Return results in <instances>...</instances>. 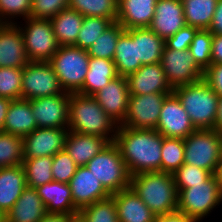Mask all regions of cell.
Masks as SVG:
<instances>
[{"label": "cell", "mask_w": 222, "mask_h": 222, "mask_svg": "<svg viewBox=\"0 0 222 222\" xmlns=\"http://www.w3.org/2000/svg\"><path fill=\"white\" fill-rule=\"evenodd\" d=\"M149 28L166 40L186 26L181 0H157Z\"/></svg>", "instance_id": "cell-19"}, {"label": "cell", "mask_w": 222, "mask_h": 222, "mask_svg": "<svg viewBox=\"0 0 222 222\" xmlns=\"http://www.w3.org/2000/svg\"><path fill=\"white\" fill-rule=\"evenodd\" d=\"M75 214L46 213L39 222H71Z\"/></svg>", "instance_id": "cell-51"}, {"label": "cell", "mask_w": 222, "mask_h": 222, "mask_svg": "<svg viewBox=\"0 0 222 222\" xmlns=\"http://www.w3.org/2000/svg\"><path fill=\"white\" fill-rule=\"evenodd\" d=\"M29 62L16 24H0V67L23 68Z\"/></svg>", "instance_id": "cell-20"}, {"label": "cell", "mask_w": 222, "mask_h": 222, "mask_svg": "<svg viewBox=\"0 0 222 222\" xmlns=\"http://www.w3.org/2000/svg\"><path fill=\"white\" fill-rule=\"evenodd\" d=\"M153 222H198L196 219L185 215L178 210L161 215H155Z\"/></svg>", "instance_id": "cell-48"}, {"label": "cell", "mask_w": 222, "mask_h": 222, "mask_svg": "<svg viewBox=\"0 0 222 222\" xmlns=\"http://www.w3.org/2000/svg\"><path fill=\"white\" fill-rule=\"evenodd\" d=\"M221 203L222 190L215 177L212 176L202 184L182 189L178 193L177 210L201 222Z\"/></svg>", "instance_id": "cell-7"}, {"label": "cell", "mask_w": 222, "mask_h": 222, "mask_svg": "<svg viewBox=\"0 0 222 222\" xmlns=\"http://www.w3.org/2000/svg\"><path fill=\"white\" fill-rule=\"evenodd\" d=\"M23 137L0 132V168L22 165Z\"/></svg>", "instance_id": "cell-35"}, {"label": "cell", "mask_w": 222, "mask_h": 222, "mask_svg": "<svg viewBox=\"0 0 222 222\" xmlns=\"http://www.w3.org/2000/svg\"><path fill=\"white\" fill-rule=\"evenodd\" d=\"M157 0H118L116 21L125 29L149 28Z\"/></svg>", "instance_id": "cell-21"}, {"label": "cell", "mask_w": 222, "mask_h": 222, "mask_svg": "<svg viewBox=\"0 0 222 222\" xmlns=\"http://www.w3.org/2000/svg\"><path fill=\"white\" fill-rule=\"evenodd\" d=\"M213 176L215 177L216 181L218 182V185L222 190V159H220V162L218 163L213 173Z\"/></svg>", "instance_id": "cell-54"}, {"label": "cell", "mask_w": 222, "mask_h": 222, "mask_svg": "<svg viewBox=\"0 0 222 222\" xmlns=\"http://www.w3.org/2000/svg\"><path fill=\"white\" fill-rule=\"evenodd\" d=\"M117 76L113 60L90 57L84 84L77 93L93 96Z\"/></svg>", "instance_id": "cell-29"}, {"label": "cell", "mask_w": 222, "mask_h": 222, "mask_svg": "<svg viewBox=\"0 0 222 222\" xmlns=\"http://www.w3.org/2000/svg\"><path fill=\"white\" fill-rule=\"evenodd\" d=\"M67 7L69 0H32L30 17L51 19Z\"/></svg>", "instance_id": "cell-45"}, {"label": "cell", "mask_w": 222, "mask_h": 222, "mask_svg": "<svg viewBox=\"0 0 222 222\" xmlns=\"http://www.w3.org/2000/svg\"><path fill=\"white\" fill-rule=\"evenodd\" d=\"M71 222H87V221L80 213H78L72 216Z\"/></svg>", "instance_id": "cell-55"}, {"label": "cell", "mask_w": 222, "mask_h": 222, "mask_svg": "<svg viewBox=\"0 0 222 222\" xmlns=\"http://www.w3.org/2000/svg\"><path fill=\"white\" fill-rule=\"evenodd\" d=\"M11 99L0 97V132H3V127L5 124V117L7 115L8 107L11 103Z\"/></svg>", "instance_id": "cell-52"}, {"label": "cell", "mask_w": 222, "mask_h": 222, "mask_svg": "<svg viewBox=\"0 0 222 222\" xmlns=\"http://www.w3.org/2000/svg\"><path fill=\"white\" fill-rule=\"evenodd\" d=\"M220 162L218 131L197 129L184 139V163L214 173Z\"/></svg>", "instance_id": "cell-9"}, {"label": "cell", "mask_w": 222, "mask_h": 222, "mask_svg": "<svg viewBox=\"0 0 222 222\" xmlns=\"http://www.w3.org/2000/svg\"><path fill=\"white\" fill-rule=\"evenodd\" d=\"M26 187L22 165L0 168V211L4 216L14 206Z\"/></svg>", "instance_id": "cell-26"}, {"label": "cell", "mask_w": 222, "mask_h": 222, "mask_svg": "<svg viewBox=\"0 0 222 222\" xmlns=\"http://www.w3.org/2000/svg\"><path fill=\"white\" fill-rule=\"evenodd\" d=\"M108 143L103 137L68 131L64 150L70 155L76 165L80 167L86 166Z\"/></svg>", "instance_id": "cell-22"}, {"label": "cell", "mask_w": 222, "mask_h": 222, "mask_svg": "<svg viewBox=\"0 0 222 222\" xmlns=\"http://www.w3.org/2000/svg\"><path fill=\"white\" fill-rule=\"evenodd\" d=\"M196 129H214L219 95L202 79L173 89Z\"/></svg>", "instance_id": "cell-4"}, {"label": "cell", "mask_w": 222, "mask_h": 222, "mask_svg": "<svg viewBox=\"0 0 222 222\" xmlns=\"http://www.w3.org/2000/svg\"><path fill=\"white\" fill-rule=\"evenodd\" d=\"M116 19L84 16L82 27L74 46L87 50L94 41L109 28Z\"/></svg>", "instance_id": "cell-36"}, {"label": "cell", "mask_w": 222, "mask_h": 222, "mask_svg": "<svg viewBox=\"0 0 222 222\" xmlns=\"http://www.w3.org/2000/svg\"><path fill=\"white\" fill-rule=\"evenodd\" d=\"M160 63L172 89L204 78V71L196 64L189 50H173L164 46Z\"/></svg>", "instance_id": "cell-11"}, {"label": "cell", "mask_w": 222, "mask_h": 222, "mask_svg": "<svg viewBox=\"0 0 222 222\" xmlns=\"http://www.w3.org/2000/svg\"><path fill=\"white\" fill-rule=\"evenodd\" d=\"M124 31L125 29L115 21L87 49L88 55L90 57L113 60L117 41Z\"/></svg>", "instance_id": "cell-34"}, {"label": "cell", "mask_w": 222, "mask_h": 222, "mask_svg": "<svg viewBox=\"0 0 222 222\" xmlns=\"http://www.w3.org/2000/svg\"><path fill=\"white\" fill-rule=\"evenodd\" d=\"M46 213L45 205L36 189L27 186L14 206L5 214L4 222H39Z\"/></svg>", "instance_id": "cell-25"}, {"label": "cell", "mask_w": 222, "mask_h": 222, "mask_svg": "<svg viewBox=\"0 0 222 222\" xmlns=\"http://www.w3.org/2000/svg\"><path fill=\"white\" fill-rule=\"evenodd\" d=\"M77 167L76 163L65 150L56 153L53 156L52 163L53 181L69 183Z\"/></svg>", "instance_id": "cell-44"}, {"label": "cell", "mask_w": 222, "mask_h": 222, "mask_svg": "<svg viewBox=\"0 0 222 222\" xmlns=\"http://www.w3.org/2000/svg\"><path fill=\"white\" fill-rule=\"evenodd\" d=\"M69 92L29 100L37 128H68Z\"/></svg>", "instance_id": "cell-14"}, {"label": "cell", "mask_w": 222, "mask_h": 222, "mask_svg": "<svg viewBox=\"0 0 222 222\" xmlns=\"http://www.w3.org/2000/svg\"><path fill=\"white\" fill-rule=\"evenodd\" d=\"M119 222H153L155 214L131 187L112 194Z\"/></svg>", "instance_id": "cell-24"}, {"label": "cell", "mask_w": 222, "mask_h": 222, "mask_svg": "<svg viewBox=\"0 0 222 222\" xmlns=\"http://www.w3.org/2000/svg\"><path fill=\"white\" fill-rule=\"evenodd\" d=\"M22 99H37L64 92L48 61H29L23 67Z\"/></svg>", "instance_id": "cell-10"}, {"label": "cell", "mask_w": 222, "mask_h": 222, "mask_svg": "<svg viewBox=\"0 0 222 222\" xmlns=\"http://www.w3.org/2000/svg\"><path fill=\"white\" fill-rule=\"evenodd\" d=\"M69 185L74 207L78 211L87 205L111 196L87 166L77 167Z\"/></svg>", "instance_id": "cell-17"}, {"label": "cell", "mask_w": 222, "mask_h": 222, "mask_svg": "<svg viewBox=\"0 0 222 222\" xmlns=\"http://www.w3.org/2000/svg\"><path fill=\"white\" fill-rule=\"evenodd\" d=\"M203 79L219 96H222V64H211L204 71Z\"/></svg>", "instance_id": "cell-47"}, {"label": "cell", "mask_w": 222, "mask_h": 222, "mask_svg": "<svg viewBox=\"0 0 222 222\" xmlns=\"http://www.w3.org/2000/svg\"><path fill=\"white\" fill-rule=\"evenodd\" d=\"M79 213L87 222H119L113 196L83 207Z\"/></svg>", "instance_id": "cell-39"}, {"label": "cell", "mask_w": 222, "mask_h": 222, "mask_svg": "<svg viewBox=\"0 0 222 222\" xmlns=\"http://www.w3.org/2000/svg\"><path fill=\"white\" fill-rule=\"evenodd\" d=\"M0 222H4V214L0 211Z\"/></svg>", "instance_id": "cell-57"}, {"label": "cell", "mask_w": 222, "mask_h": 222, "mask_svg": "<svg viewBox=\"0 0 222 222\" xmlns=\"http://www.w3.org/2000/svg\"><path fill=\"white\" fill-rule=\"evenodd\" d=\"M47 213L78 214L69 183L51 181L35 188Z\"/></svg>", "instance_id": "cell-23"}, {"label": "cell", "mask_w": 222, "mask_h": 222, "mask_svg": "<svg viewBox=\"0 0 222 222\" xmlns=\"http://www.w3.org/2000/svg\"><path fill=\"white\" fill-rule=\"evenodd\" d=\"M22 73L23 68L0 67V97L22 98Z\"/></svg>", "instance_id": "cell-42"}, {"label": "cell", "mask_w": 222, "mask_h": 222, "mask_svg": "<svg viewBox=\"0 0 222 222\" xmlns=\"http://www.w3.org/2000/svg\"><path fill=\"white\" fill-rule=\"evenodd\" d=\"M84 16L70 7L50 19L57 43L60 46L75 45Z\"/></svg>", "instance_id": "cell-30"}, {"label": "cell", "mask_w": 222, "mask_h": 222, "mask_svg": "<svg viewBox=\"0 0 222 222\" xmlns=\"http://www.w3.org/2000/svg\"><path fill=\"white\" fill-rule=\"evenodd\" d=\"M209 30L212 34L222 35V0H219Z\"/></svg>", "instance_id": "cell-50"}, {"label": "cell", "mask_w": 222, "mask_h": 222, "mask_svg": "<svg viewBox=\"0 0 222 222\" xmlns=\"http://www.w3.org/2000/svg\"><path fill=\"white\" fill-rule=\"evenodd\" d=\"M213 34L209 29H200L197 31L192 43L189 46V52L194 58L196 64L205 71L211 64V46Z\"/></svg>", "instance_id": "cell-40"}, {"label": "cell", "mask_w": 222, "mask_h": 222, "mask_svg": "<svg viewBox=\"0 0 222 222\" xmlns=\"http://www.w3.org/2000/svg\"><path fill=\"white\" fill-rule=\"evenodd\" d=\"M130 187L155 215L171 213L178 208V192L171 173H138L131 176Z\"/></svg>", "instance_id": "cell-3"}, {"label": "cell", "mask_w": 222, "mask_h": 222, "mask_svg": "<svg viewBox=\"0 0 222 222\" xmlns=\"http://www.w3.org/2000/svg\"><path fill=\"white\" fill-rule=\"evenodd\" d=\"M52 163L53 157L51 156L24 159L22 166L27 186L36 188L53 181Z\"/></svg>", "instance_id": "cell-33"}, {"label": "cell", "mask_w": 222, "mask_h": 222, "mask_svg": "<svg viewBox=\"0 0 222 222\" xmlns=\"http://www.w3.org/2000/svg\"><path fill=\"white\" fill-rule=\"evenodd\" d=\"M136 41L137 60L142 66L160 63L165 40L150 28H134L125 30Z\"/></svg>", "instance_id": "cell-28"}, {"label": "cell", "mask_w": 222, "mask_h": 222, "mask_svg": "<svg viewBox=\"0 0 222 222\" xmlns=\"http://www.w3.org/2000/svg\"><path fill=\"white\" fill-rule=\"evenodd\" d=\"M68 128H36L23 137L24 159L51 156L64 150Z\"/></svg>", "instance_id": "cell-15"}, {"label": "cell", "mask_w": 222, "mask_h": 222, "mask_svg": "<svg viewBox=\"0 0 222 222\" xmlns=\"http://www.w3.org/2000/svg\"><path fill=\"white\" fill-rule=\"evenodd\" d=\"M129 96L128 81L124 76H117L93 95L107 115L119 125L126 116Z\"/></svg>", "instance_id": "cell-16"}, {"label": "cell", "mask_w": 222, "mask_h": 222, "mask_svg": "<svg viewBox=\"0 0 222 222\" xmlns=\"http://www.w3.org/2000/svg\"><path fill=\"white\" fill-rule=\"evenodd\" d=\"M37 128V123L28 99L12 100L5 117L3 131L24 137Z\"/></svg>", "instance_id": "cell-27"}, {"label": "cell", "mask_w": 222, "mask_h": 222, "mask_svg": "<svg viewBox=\"0 0 222 222\" xmlns=\"http://www.w3.org/2000/svg\"><path fill=\"white\" fill-rule=\"evenodd\" d=\"M214 130L222 131V96L219 97L217 108V119L214 125Z\"/></svg>", "instance_id": "cell-53"}, {"label": "cell", "mask_w": 222, "mask_h": 222, "mask_svg": "<svg viewBox=\"0 0 222 222\" xmlns=\"http://www.w3.org/2000/svg\"><path fill=\"white\" fill-rule=\"evenodd\" d=\"M118 0H69V7L82 16L117 18Z\"/></svg>", "instance_id": "cell-37"}, {"label": "cell", "mask_w": 222, "mask_h": 222, "mask_svg": "<svg viewBox=\"0 0 222 222\" xmlns=\"http://www.w3.org/2000/svg\"><path fill=\"white\" fill-rule=\"evenodd\" d=\"M211 60L212 64H222V35L213 34Z\"/></svg>", "instance_id": "cell-49"}, {"label": "cell", "mask_w": 222, "mask_h": 222, "mask_svg": "<svg viewBox=\"0 0 222 222\" xmlns=\"http://www.w3.org/2000/svg\"><path fill=\"white\" fill-rule=\"evenodd\" d=\"M172 175L178 193L182 189L202 184L213 176L208 170L186 163H183Z\"/></svg>", "instance_id": "cell-41"}, {"label": "cell", "mask_w": 222, "mask_h": 222, "mask_svg": "<svg viewBox=\"0 0 222 222\" xmlns=\"http://www.w3.org/2000/svg\"><path fill=\"white\" fill-rule=\"evenodd\" d=\"M126 78L130 95L173 92L167 82L161 63L143 65Z\"/></svg>", "instance_id": "cell-18"}, {"label": "cell", "mask_w": 222, "mask_h": 222, "mask_svg": "<svg viewBox=\"0 0 222 222\" xmlns=\"http://www.w3.org/2000/svg\"><path fill=\"white\" fill-rule=\"evenodd\" d=\"M119 124L107 115L93 96L70 93L68 130L115 141Z\"/></svg>", "instance_id": "cell-2"}, {"label": "cell", "mask_w": 222, "mask_h": 222, "mask_svg": "<svg viewBox=\"0 0 222 222\" xmlns=\"http://www.w3.org/2000/svg\"><path fill=\"white\" fill-rule=\"evenodd\" d=\"M86 166L112 195L130 187V174L114 142L108 143Z\"/></svg>", "instance_id": "cell-5"}, {"label": "cell", "mask_w": 222, "mask_h": 222, "mask_svg": "<svg viewBox=\"0 0 222 222\" xmlns=\"http://www.w3.org/2000/svg\"><path fill=\"white\" fill-rule=\"evenodd\" d=\"M156 130L164 137L180 139L187 138L197 130L173 92L163 101Z\"/></svg>", "instance_id": "cell-13"}, {"label": "cell", "mask_w": 222, "mask_h": 222, "mask_svg": "<svg viewBox=\"0 0 222 222\" xmlns=\"http://www.w3.org/2000/svg\"><path fill=\"white\" fill-rule=\"evenodd\" d=\"M164 136L157 130L119 126L114 143L118 146L130 176L161 171Z\"/></svg>", "instance_id": "cell-1"}, {"label": "cell", "mask_w": 222, "mask_h": 222, "mask_svg": "<svg viewBox=\"0 0 222 222\" xmlns=\"http://www.w3.org/2000/svg\"><path fill=\"white\" fill-rule=\"evenodd\" d=\"M198 30V28L186 25L173 36L168 37L165 40V46L173 50H188Z\"/></svg>", "instance_id": "cell-46"}, {"label": "cell", "mask_w": 222, "mask_h": 222, "mask_svg": "<svg viewBox=\"0 0 222 222\" xmlns=\"http://www.w3.org/2000/svg\"><path fill=\"white\" fill-rule=\"evenodd\" d=\"M168 94L170 93L130 95L126 116L119 126L131 129L156 130L160 110Z\"/></svg>", "instance_id": "cell-12"}, {"label": "cell", "mask_w": 222, "mask_h": 222, "mask_svg": "<svg viewBox=\"0 0 222 222\" xmlns=\"http://www.w3.org/2000/svg\"><path fill=\"white\" fill-rule=\"evenodd\" d=\"M113 62L118 76L124 77L136 72L142 66L140 60H137L136 41L126 31L117 41Z\"/></svg>", "instance_id": "cell-31"}, {"label": "cell", "mask_w": 222, "mask_h": 222, "mask_svg": "<svg viewBox=\"0 0 222 222\" xmlns=\"http://www.w3.org/2000/svg\"><path fill=\"white\" fill-rule=\"evenodd\" d=\"M32 0H0V24H15L21 17H30Z\"/></svg>", "instance_id": "cell-43"}, {"label": "cell", "mask_w": 222, "mask_h": 222, "mask_svg": "<svg viewBox=\"0 0 222 222\" xmlns=\"http://www.w3.org/2000/svg\"><path fill=\"white\" fill-rule=\"evenodd\" d=\"M89 59L87 50L71 45L59 46L48 62L53 67L62 89L65 92L77 93L84 84Z\"/></svg>", "instance_id": "cell-6"}, {"label": "cell", "mask_w": 222, "mask_h": 222, "mask_svg": "<svg viewBox=\"0 0 222 222\" xmlns=\"http://www.w3.org/2000/svg\"><path fill=\"white\" fill-rule=\"evenodd\" d=\"M219 142H220V159H222V131H218Z\"/></svg>", "instance_id": "cell-56"}, {"label": "cell", "mask_w": 222, "mask_h": 222, "mask_svg": "<svg viewBox=\"0 0 222 222\" xmlns=\"http://www.w3.org/2000/svg\"><path fill=\"white\" fill-rule=\"evenodd\" d=\"M184 163V139L164 137L161 148V172L173 174Z\"/></svg>", "instance_id": "cell-38"}, {"label": "cell", "mask_w": 222, "mask_h": 222, "mask_svg": "<svg viewBox=\"0 0 222 222\" xmlns=\"http://www.w3.org/2000/svg\"><path fill=\"white\" fill-rule=\"evenodd\" d=\"M16 25L22 32L27 58L29 61H49L58 51L59 44L53 32L50 19H34L28 17ZM24 25V27H22Z\"/></svg>", "instance_id": "cell-8"}, {"label": "cell", "mask_w": 222, "mask_h": 222, "mask_svg": "<svg viewBox=\"0 0 222 222\" xmlns=\"http://www.w3.org/2000/svg\"><path fill=\"white\" fill-rule=\"evenodd\" d=\"M187 26L209 29L219 0H181Z\"/></svg>", "instance_id": "cell-32"}]
</instances>
